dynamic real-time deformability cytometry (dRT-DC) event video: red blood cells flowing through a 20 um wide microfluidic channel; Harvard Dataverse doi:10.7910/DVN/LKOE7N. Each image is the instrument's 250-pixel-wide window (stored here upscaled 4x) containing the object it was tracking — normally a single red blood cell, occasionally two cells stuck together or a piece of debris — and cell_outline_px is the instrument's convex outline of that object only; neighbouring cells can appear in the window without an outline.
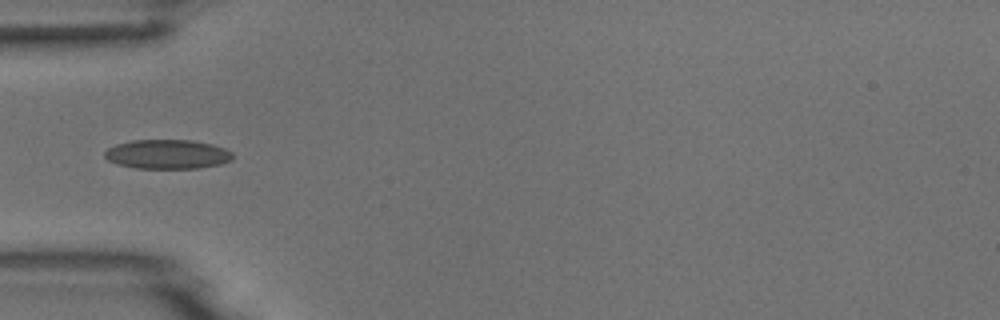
{"species": "common noctule bat (a hibernating species)", "species_latin": "Nyctalus noctula", "temperature_condition": "room temperature", "stored_images_in_passage": 5, "camera_frame_rate_fps": 3000, "um_per_image_px": 0.085, "animal": {"sex": "male", "body_mass_g": 18.8}, "frame": {"image": 1, "passage_image": 5, "time_ms": 4.667, "image_size_px": [1000, 320], "cell_outline_px": [[232, 160], [220, 164], [196, 168], [136, 168], [116, 164], [108, 160], [104, 156], [104, 152], [108, 148], [116, 144], [132, 140], [192, 140], [212, 144], [224, 148], [232, 152]], "centroid_in_image_um": [14.21, 13.1], "position_along_channel_um": 70.8, "area_um2": 21.85}}